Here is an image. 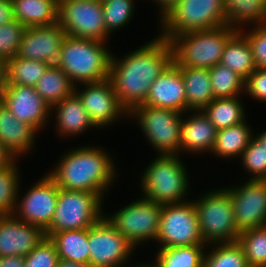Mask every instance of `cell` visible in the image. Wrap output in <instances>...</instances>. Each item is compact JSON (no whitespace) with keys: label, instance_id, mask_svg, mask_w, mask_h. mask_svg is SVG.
Masks as SVG:
<instances>
[{"label":"cell","instance_id":"cell-52","mask_svg":"<svg viewBox=\"0 0 266 267\" xmlns=\"http://www.w3.org/2000/svg\"><path fill=\"white\" fill-rule=\"evenodd\" d=\"M102 3H105V2H111V1H114V0H100Z\"/></svg>","mask_w":266,"mask_h":267},{"label":"cell","instance_id":"cell-9","mask_svg":"<svg viewBox=\"0 0 266 267\" xmlns=\"http://www.w3.org/2000/svg\"><path fill=\"white\" fill-rule=\"evenodd\" d=\"M183 116V113L174 110L139 105L126 118L137 119L139 123H136L158 154L179 155Z\"/></svg>","mask_w":266,"mask_h":267},{"label":"cell","instance_id":"cell-42","mask_svg":"<svg viewBox=\"0 0 266 267\" xmlns=\"http://www.w3.org/2000/svg\"><path fill=\"white\" fill-rule=\"evenodd\" d=\"M254 27V28H253ZM248 38L253 50V55L257 68H266V24L253 25L251 31L247 33L240 29Z\"/></svg>","mask_w":266,"mask_h":267},{"label":"cell","instance_id":"cell-32","mask_svg":"<svg viewBox=\"0 0 266 267\" xmlns=\"http://www.w3.org/2000/svg\"><path fill=\"white\" fill-rule=\"evenodd\" d=\"M206 244L175 246L157 250L158 267H202Z\"/></svg>","mask_w":266,"mask_h":267},{"label":"cell","instance_id":"cell-27","mask_svg":"<svg viewBox=\"0 0 266 267\" xmlns=\"http://www.w3.org/2000/svg\"><path fill=\"white\" fill-rule=\"evenodd\" d=\"M223 9L229 27L266 24V0H223Z\"/></svg>","mask_w":266,"mask_h":267},{"label":"cell","instance_id":"cell-29","mask_svg":"<svg viewBox=\"0 0 266 267\" xmlns=\"http://www.w3.org/2000/svg\"><path fill=\"white\" fill-rule=\"evenodd\" d=\"M246 120L228 128L219 129L211 154L220 158H240L248 147L253 131Z\"/></svg>","mask_w":266,"mask_h":267},{"label":"cell","instance_id":"cell-48","mask_svg":"<svg viewBox=\"0 0 266 267\" xmlns=\"http://www.w3.org/2000/svg\"><path fill=\"white\" fill-rule=\"evenodd\" d=\"M160 7V18L170 10L179 0H153Z\"/></svg>","mask_w":266,"mask_h":267},{"label":"cell","instance_id":"cell-49","mask_svg":"<svg viewBox=\"0 0 266 267\" xmlns=\"http://www.w3.org/2000/svg\"><path fill=\"white\" fill-rule=\"evenodd\" d=\"M56 267H93L91 264H80L72 261L59 259Z\"/></svg>","mask_w":266,"mask_h":267},{"label":"cell","instance_id":"cell-8","mask_svg":"<svg viewBox=\"0 0 266 267\" xmlns=\"http://www.w3.org/2000/svg\"><path fill=\"white\" fill-rule=\"evenodd\" d=\"M103 199L86 191L59 189L58 201L45 237L64 230H80L91 227L104 215Z\"/></svg>","mask_w":266,"mask_h":267},{"label":"cell","instance_id":"cell-21","mask_svg":"<svg viewBox=\"0 0 266 267\" xmlns=\"http://www.w3.org/2000/svg\"><path fill=\"white\" fill-rule=\"evenodd\" d=\"M38 131L18 120L0 100V144L15 158L29 154Z\"/></svg>","mask_w":266,"mask_h":267},{"label":"cell","instance_id":"cell-50","mask_svg":"<svg viewBox=\"0 0 266 267\" xmlns=\"http://www.w3.org/2000/svg\"><path fill=\"white\" fill-rule=\"evenodd\" d=\"M255 137L262 143L263 147H265L266 149V130Z\"/></svg>","mask_w":266,"mask_h":267},{"label":"cell","instance_id":"cell-37","mask_svg":"<svg viewBox=\"0 0 266 267\" xmlns=\"http://www.w3.org/2000/svg\"><path fill=\"white\" fill-rule=\"evenodd\" d=\"M15 159L8 167L0 170V215L14 212L18 191L20 190V175Z\"/></svg>","mask_w":266,"mask_h":267},{"label":"cell","instance_id":"cell-44","mask_svg":"<svg viewBox=\"0 0 266 267\" xmlns=\"http://www.w3.org/2000/svg\"><path fill=\"white\" fill-rule=\"evenodd\" d=\"M14 19L13 3L11 0H0V26Z\"/></svg>","mask_w":266,"mask_h":267},{"label":"cell","instance_id":"cell-10","mask_svg":"<svg viewBox=\"0 0 266 267\" xmlns=\"http://www.w3.org/2000/svg\"><path fill=\"white\" fill-rule=\"evenodd\" d=\"M162 205L144 197L130 202L120 210L104 217L123 235L135 248L148 240H156Z\"/></svg>","mask_w":266,"mask_h":267},{"label":"cell","instance_id":"cell-39","mask_svg":"<svg viewBox=\"0 0 266 267\" xmlns=\"http://www.w3.org/2000/svg\"><path fill=\"white\" fill-rule=\"evenodd\" d=\"M239 159L242 167L251 175L249 180H266V149L255 136Z\"/></svg>","mask_w":266,"mask_h":267},{"label":"cell","instance_id":"cell-35","mask_svg":"<svg viewBox=\"0 0 266 267\" xmlns=\"http://www.w3.org/2000/svg\"><path fill=\"white\" fill-rule=\"evenodd\" d=\"M213 248L205 251L202 267H247L245 253L236 241L232 243L210 244Z\"/></svg>","mask_w":266,"mask_h":267},{"label":"cell","instance_id":"cell-36","mask_svg":"<svg viewBox=\"0 0 266 267\" xmlns=\"http://www.w3.org/2000/svg\"><path fill=\"white\" fill-rule=\"evenodd\" d=\"M237 242L243 248L248 265L266 267V226L240 232Z\"/></svg>","mask_w":266,"mask_h":267},{"label":"cell","instance_id":"cell-33","mask_svg":"<svg viewBox=\"0 0 266 267\" xmlns=\"http://www.w3.org/2000/svg\"><path fill=\"white\" fill-rule=\"evenodd\" d=\"M48 67L45 62L15 56L7 60V84L35 87Z\"/></svg>","mask_w":266,"mask_h":267},{"label":"cell","instance_id":"cell-13","mask_svg":"<svg viewBox=\"0 0 266 267\" xmlns=\"http://www.w3.org/2000/svg\"><path fill=\"white\" fill-rule=\"evenodd\" d=\"M89 264L126 267L136 248L103 216L88 228Z\"/></svg>","mask_w":266,"mask_h":267},{"label":"cell","instance_id":"cell-51","mask_svg":"<svg viewBox=\"0 0 266 267\" xmlns=\"http://www.w3.org/2000/svg\"><path fill=\"white\" fill-rule=\"evenodd\" d=\"M133 267H158L157 265H156V263L154 262V263H143V264H136L135 266L133 265Z\"/></svg>","mask_w":266,"mask_h":267},{"label":"cell","instance_id":"cell-3","mask_svg":"<svg viewBox=\"0 0 266 267\" xmlns=\"http://www.w3.org/2000/svg\"><path fill=\"white\" fill-rule=\"evenodd\" d=\"M107 42L65 36L61 44V61L58 67L70 81L90 83L109 78L112 61Z\"/></svg>","mask_w":266,"mask_h":267},{"label":"cell","instance_id":"cell-24","mask_svg":"<svg viewBox=\"0 0 266 267\" xmlns=\"http://www.w3.org/2000/svg\"><path fill=\"white\" fill-rule=\"evenodd\" d=\"M186 92V112L201 111L214 100L209 69L179 67Z\"/></svg>","mask_w":266,"mask_h":267},{"label":"cell","instance_id":"cell-15","mask_svg":"<svg viewBox=\"0 0 266 267\" xmlns=\"http://www.w3.org/2000/svg\"><path fill=\"white\" fill-rule=\"evenodd\" d=\"M80 85H83L84 89L77 88L76 85L74 92L97 129L111 126L118 118L128 116L127 111L120 105L109 78Z\"/></svg>","mask_w":266,"mask_h":267},{"label":"cell","instance_id":"cell-26","mask_svg":"<svg viewBox=\"0 0 266 267\" xmlns=\"http://www.w3.org/2000/svg\"><path fill=\"white\" fill-rule=\"evenodd\" d=\"M246 80L257 68L248 38L238 30L226 43L220 62Z\"/></svg>","mask_w":266,"mask_h":267},{"label":"cell","instance_id":"cell-1","mask_svg":"<svg viewBox=\"0 0 266 267\" xmlns=\"http://www.w3.org/2000/svg\"><path fill=\"white\" fill-rule=\"evenodd\" d=\"M172 62L171 44L160 35L124 59L112 56L109 79L127 113L143 105L153 82Z\"/></svg>","mask_w":266,"mask_h":267},{"label":"cell","instance_id":"cell-14","mask_svg":"<svg viewBox=\"0 0 266 267\" xmlns=\"http://www.w3.org/2000/svg\"><path fill=\"white\" fill-rule=\"evenodd\" d=\"M20 199L18 191L16 206L12 213L25 223L40 227L45 231L51 224L58 201L59 187L54 179L45 175L37 180Z\"/></svg>","mask_w":266,"mask_h":267},{"label":"cell","instance_id":"cell-17","mask_svg":"<svg viewBox=\"0 0 266 267\" xmlns=\"http://www.w3.org/2000/svg\"><path fill=\"white\" fill-rule=\"evenodd\" d=\"M66 33L59 23L49 26L27 27L17 57L58 66L61 61V44Z\"/></svg>","mask_w":266,"mask_h":267},{"label":"cell","instance_id":"cell-46","mask_svg":"<svg viewBox=\"0 0 266 267\" xmlns=\"http://www.w3.org/2000/svg\"><path fill=\"white\" fill-rule=\"evenodd\" d=\"M7 87V60L0 57V98Z\"/></svg>","mask_w":266,"mask_h":267},{"label":"cell","instance_id":"cell-41","mask_svg":"<svg viewBox=\"0 0 266 267\" xmlns=\"http://www.w3.org/2000/svg\"><path fill=\"white\" fill-rule=\"evenodd\" d=\"M59 256L54 243L44 237L40 243L25 256V267H56Z\"/></svg>","mask_w":266,"mask_h":267},{"label":"cell","instance_id":"cell-45","mask_svg":"<svg viewBox=\"0 0 266 267\" xmlns=\"http://www.w3.org/2000/svg\"><path fill=\"white\" fill-rule=\"evenodd\" d=\"M0 267H25V256L0 257Z\"/></svg>","mask_w":266,"mask_h":267},{"label":"cell","instance_id":"cell-16","mask_svg":"<svg viewBox=\"0 0 266 267\" xmlns=\"http://www.w3.org/2000/svg\"><path fill=\"white\" fill-rule=\"evenodd\" d=\"M227 188L232 195L239 232L266 226V180H247L244 184Z\"/></svg>","mask_w":266,"mask_h":267},{"label":"cell","instance_id":"cell-6","mask_svg":"<svg viewBox=\"0 0 266 267\" xmlns=\"http://www.w3.org/2000/svg\"><path fill=\"white\" fill-rule=\"evenodd\" d=\"M193 202L200 233L207 247L238 240L240 232L236 228L232 195L228 188L210 190Z\"/></svg>","mask_w":266,"mask_h":267},{"label":"cell","instance_id":"cell-34","mask_svg":"<svg viewBox=\"0 0 266 267\" xmlns=\"http://www.w3.org/2000/svg\"><path fill=\"white\" fill-rule=\"evenodd\" d=\"M209 74L214 99L241 97V93L245 92V80L221 63L209 68Z\"/></svg>","mask_w":266,"mask_h":267},{"label":"cell","instance_id":"cell-31","mask_svg":"<svg viewBox=\"0 0 266 267\" xmlns=\"http://www.w3.org/2000/svg\"><path fill=\"white\" fill-rule=\"evenodd\" d=\"M75 85L58 66H49L35 86L40 97L52 107L74 92Z\"/></svg>","mask_w":266,"mask_h":267},{"label":"cell","instance_id":"cell-4","mask_svg":"<svg viewBox=\"0 0 266 267\" xmlns=\"http://www.w3.org/2000/svg\"><path fill=\"white\" fill-rule=\"evenodd\" d=\"M180 159L179 155L158 154L141 176L142 197L160 205L186 202L190 179Z\"/></svg>","mask_w":266,"mask_h":267},{"label":"cell","instance_id":"cell-20","mask_svg":"<svg viewBox=\"0 0 266 267\" xmlns=\"http://www.w3.org/2000/svg\"><path fill=\"white\" fill-rule=\"evenodd\" d=\"M143 105L186 114V92L179 67L172 62L153 82Z\"/></svg>","mask_w":266,"mask_h":267},{"label":"cell","instance_id":"cell-30","mask_svg":"<svg viewBox=\"0 0 266 267\" xmlns=\"http://www.w3.org/2000/svg\"><path fill=\"white\" fill-rule=\"evenodd\" d=\"M242 102L239 96L215 98L201 111L214 127L219 130L240 124L246 120L245 107H243Z\"/></svg>","mask_w":266,"mask_h":267},{"label":"cell","instance_id":"cell-38","mask_svg":"<svg viewBox=\"0 0 266 267\" xmlns=\"http://www.w3.org/2000/svg\"><path fill=\"white\" fill-rule=\"evenodd\" d=\"M134 0H114L102 3L103 17L106 25V31L110 35L132 20L135 12Z\"/></svg>","mask_w":266,"mask_h":267},{"label":"cell","instance_id":"cell-47","mask_svg":"<svg viewBox=\"0 0 266 267\" xmlns=\"http://www.w3.org/2000/svg\"><path fill=\"white\" fill-rule=\"evenodd\" d=\"M15 158L0 144V170L8 167Z\"/></svg>","mask_w":266,"mask_h":267},{"label":"cell","instance_id":"cell-40","mask_svg":"<svg viewBox=\"0 0 266 267\" xmlns=\"http://www.w3.org/2000/svg\"><path fill=\"white\" fill-rule=\"evenodd\" d=\"M26 29L17 20L0 26V57L9 60L17 55Z\"/></svg>","mask_w":266,"mask_h":267},{"label":"cell","instance_id":"cell-43","mask_svg":"<svg viewBox=\"0 0 266 267\" xmlns=\"http://www.w3.org/2000/svg\"><path fill=\"white\" fill-rule=\"evenodd\" d=\"M245 94L266 102V68H256L245 80Z\"/></svg>","mask_w":266,"mask_h":267},{"label":"cell","instance_id":"cell-7","mask_svg":"<svg viewBox=\"0 0 266 267\" xmlns=\"http://www.w3.org/2000/svg\"><path fill=\"white\" fill-rule=\"evenodd\" d=\"M159 20L163 30L159 35L168 41L185 32L226 25L223 0H179Z\"/></svg>","mask_w":266,"mask_h":267},{"label":"cell","instance_id":"cell-2","mask_svg":"<svg viewBox=\"0 0 266 267\" xmlns=\"http://www.w3.org/2000/svg\"><path fill=\"white\" fill-rule=\"evenodd\" d=\"M103 150L95 146L72 148L48 174L60 189L97 193L104 199L118 169L110 153Z\"/></svg>","mask_w":266,"mask_h":267},{"label":"cell","instance_id":"cell-19","mask_svg":"<svg viewBox=\"0 0 266 267\" xmlns=\"http://www.w3.org/2000/svg\"><path fill=\"white\" fill-rule=\"evenodd\" d=\"M45 237L44 231L16 218L0 215V257L26 256Z\"/></svg>","mask_w":266,"mask_h":267},{"label":"cell","instance_id":"cell-22","mask_svg":"<svg viewBox=\"0 0 266 267\" xmlns=\"http://www.w3.org/2000/svg\"><path fill=\"white\" fill-rule=\"evenodd\" d=\"M191 112V113H190ZM180 126V156L181 153L192 152L211 153L218 130L202 111H187Z\"/></svg>","mask_w":266,"mask_h":267},{"label":"cell","instance_id":"cell-23","mask_svg":"<svg viewBox=\"0 0 266 267\" xmlns=\"http://www.w3.org/2000/svg\"><path fill=\"white\" fill-rule=\"evenodd\" d=\"M53 109V110H52ZM51 111H55L56 132L59 137H70L80 135L89 128H97L89 118L80 98L73 92L67 98L51 107Z\"/></svg>","mask_w":266,"mask_h":267},{"label":"cell","instance_id":"cell-25","mask_svg":"<svg viewBox=\"0 0 266 267\" xmlns=\"http://www.w3.org/2000/svg\"><path fill=\"white\" fill-rule=\"evenodd\" d=\"M14 19L26 27L58 23L59 0H11Z\"/></svg>","mask_w":266,"mask_h":267},{"label":"cell","instance_id":"cell-28","mask_svg":"<svg viewBox=\"0 0 266 267\" xmlns=\"http://www.w3.org/2000/svg\"><path fill=\"white\" fill-rule=\"evenodd\" d=\"M49 239L54 243L59 259L89 264L88 228L55 232Z\"/></svg>","mask_w":266,"mask_h":267},{"label":"cell","instance_id":"cell-18","mask_svg":"<svg viewBox=\"0 0 266 267\" xmlns=\"http://www.w3.org/2000/svg\"><path fill=\"white\" fill-rule=\"evenodd\" d=\"M0 100L18 120L30 124L39 132L53 114L35 87L7 84Z\"/></svg>","mask_w":266,"mask_h":267},{"label":"cell","instance_id":"cell-11","mask_svg":"<svg viewBox=\"0 0 266 267\" xmlns=\"http://www.w3.org/2000/svg\"><path fill=\"white\" fill-rule=\"evenodd\" d=\"M58 23L67 36L107 42L100 0H59Z\"/></svg>","mask_w":266,"mask_h":267},{"label":"cell","instance_id":"cell-12","mask_svg":"<svg viewBox=\"0 0 266 267\" xmlns=\"http://www.w3.org/2000/svg\"><path fill=\"white\" fill-rule=\"evenodd\" d=\"M155 242L160 244L158 249L205 244L193 200L162 205Z\"/></svg>","mask_w":266,"mask_h":267},{"label":"cell","instance_id":"cell-5","mask_svg":"<svg viewBox=\"0 0 266 267\" xmlns=\"http://www.w3.org/2000/svg\"><path fill=\"white\" fill-rule=\"evenodd\" d=\"M238 29L227 25L212 30L185 32L169 43L178 67L209 69L219 64L227 41Z\"/></svg>","mask_w":266,"mask_h":267}]
</instances>
